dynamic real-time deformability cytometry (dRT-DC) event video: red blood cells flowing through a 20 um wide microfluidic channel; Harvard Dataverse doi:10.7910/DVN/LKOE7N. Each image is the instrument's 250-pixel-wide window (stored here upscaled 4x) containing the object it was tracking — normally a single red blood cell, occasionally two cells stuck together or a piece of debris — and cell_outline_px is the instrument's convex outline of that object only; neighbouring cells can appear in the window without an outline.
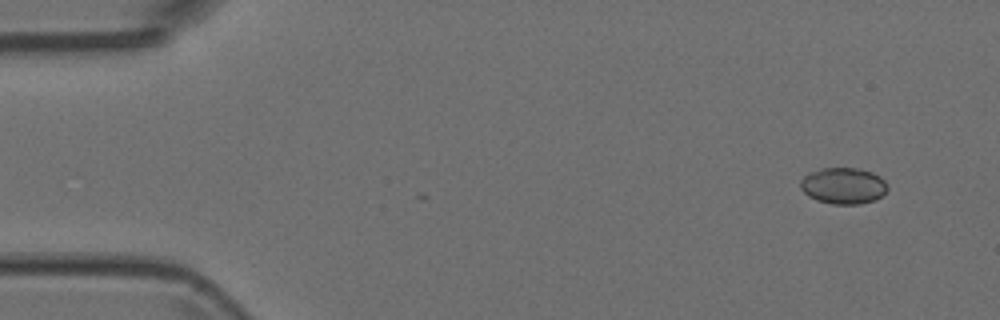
{"species": "Egyptian fruit bat (a non-hibernating species)", "species_latin": "Rousettus aegyptiacus", "temperature_condition": "room temperature", "stored_images_in_passage": 5, "camera_frame_rate_fps": 3000, "um_per_image_px": 0.085, "animal": {"sex": "female"}, "frame": {"image": 1, "passage_image": 1, "time_ms": 0.0, "image_size_px": [1000, 320], "cell_outline_px": [[888, 188], [876, 200], [860, 204], [832, 204], [816, 200], [808, 196], [800, 188], [800, 180], [808, 172], [820, 168], [860, 168], [872, 172], [880, 176], [888, 184]], "centroid_in_image_um": [71.67, 15.78], "position_along_channel_um": 13.3, "area_um2": 18.67}}
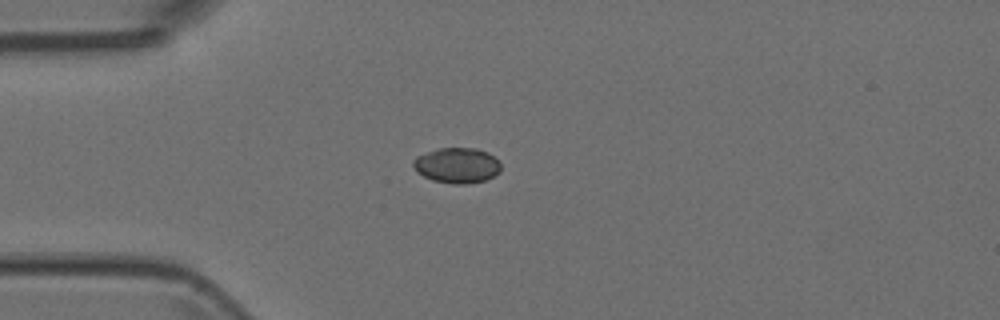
{"frame": {"image": 2, "passage_image": 4, "time_ms": 1.0, "image_size_px": [1000, 320], "cell_outline_px": [[500, 172], [484, 180], [468, 184], [452, 184], [432, 180], [416, 172], [412, 164], [412, 160], [416, 156], [440, 148], [476, 148], [488, 152], [500, 164]], "centroid_in_image_um": [38.81, 14.06], "position_along_channel_um": 46.2, "area_um2": 18.03}}